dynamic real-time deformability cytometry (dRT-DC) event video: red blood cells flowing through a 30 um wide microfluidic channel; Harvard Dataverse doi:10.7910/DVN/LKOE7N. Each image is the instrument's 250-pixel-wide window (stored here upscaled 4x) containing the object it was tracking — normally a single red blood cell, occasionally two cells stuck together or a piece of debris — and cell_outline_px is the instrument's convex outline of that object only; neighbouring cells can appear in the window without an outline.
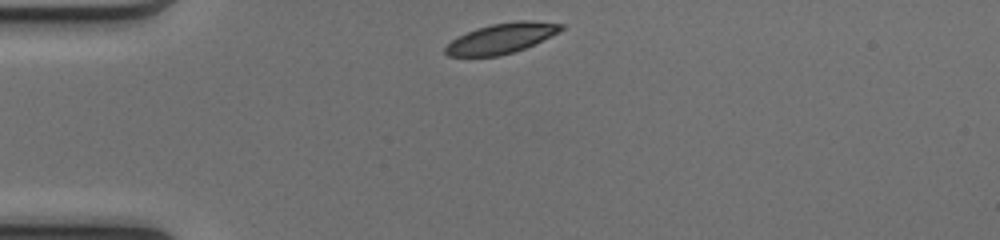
{"species": "common noctule bat (a hibernating species)", "species_latin": "Nyctalus noctula", "temperature_condition": "cold", "stored_images_in_passage": 39, "camera_frame_rate_fps": 3000, "um_per_image_px": 0.085, "animal": {"sex": "female", "body_mass_g": 17.0, "forearm_length_mm": 48.0}, "frame": {"image": 1, "passage_image": 1, "time_ms": 0.0, "image_size_px": [1000, 240], "cell_outline_px": [[564, 28], [560, 32], [524, 48], [500, 56], [448, 56], [444, 52], [444, 48], [456, 36], [476, 28], [492, 24], [516, 20], [532, 20], [564, 24]], "centroid_in_image_um": [42.61, 3.24], "position_along_channel_um": 42.4, "area_um2": 20.4}}
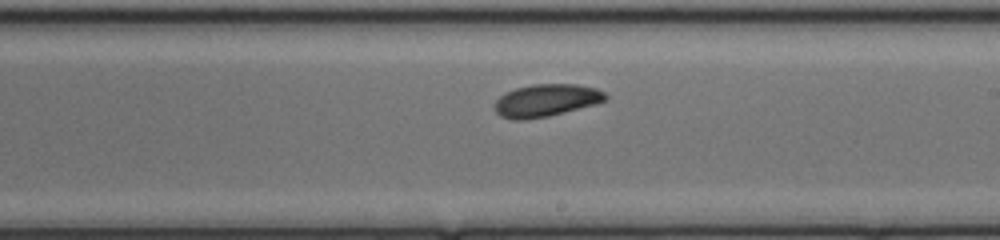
{"frame": {"image": 2, "passage_image": 18, "time_ms": 5.667, "image_size_px": [1000, 240], "cell_outline_px": [[608, 100], [596, 104], [548, 116], [524, 120], [512, 120], [500, 116], [496, 112], [496, 100], [504, 92], [516, 88], [532, 84], [576, 84], [596, 88], [604, 92], [608, 96]], "centroid_in_image_um": [46.43, 8.53], "position_along_channel_um": 242.6, "area_um2": 21.04}}
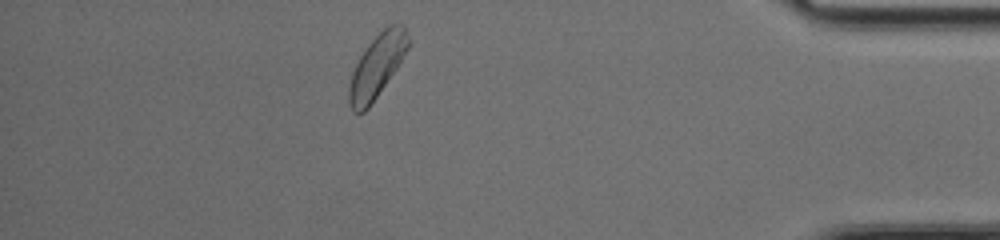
{"frame": {"image": 3, "passage_image": 33, "time_ms": 10.667, "image_size_px": [1000, 240], "cell_outline_px": [[408, 48], [396, 68], [368, 108], [364, 112], [352, 112], [348, 104], [348, 84], [352, 72], [360, 56], [368, 44], [388, 24], [396, 20], [400, 20], [404, 24], [408, 36]], "centroid_in_image_um": [32.03, 5.58], "position_along_channel_um": 403.2, "area_um2": 21.73}, "authors_computed_cell_mechanics": {"area_um2": 21.1548, "velocity_mm_per_s": 4.0621, "shape_relaxation_time_tau1_ms": 3.1087, "shape_relaxation_time_tau2_ms": null, "deformation_change_tau1": 0.0969, "deformation_change_tau2": null}}